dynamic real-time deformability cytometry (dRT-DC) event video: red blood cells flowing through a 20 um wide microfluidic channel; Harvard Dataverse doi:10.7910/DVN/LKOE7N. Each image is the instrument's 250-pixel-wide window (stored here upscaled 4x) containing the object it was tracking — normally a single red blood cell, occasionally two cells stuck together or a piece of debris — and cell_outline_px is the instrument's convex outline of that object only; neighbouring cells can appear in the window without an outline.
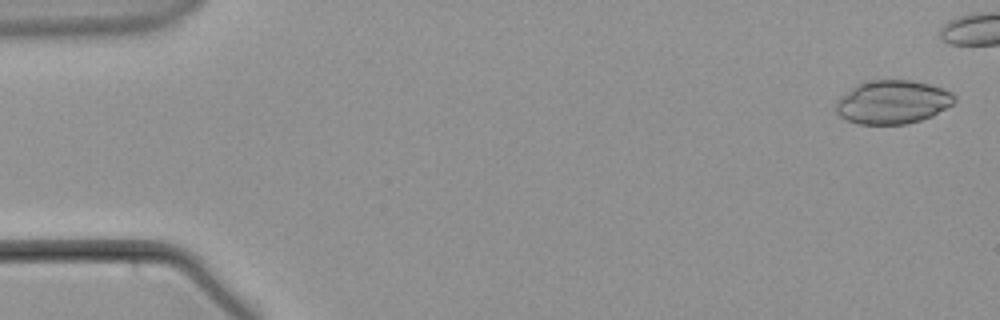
{"species": "common noctule bat (a hibernating species)", "species_latin": "Nyctalus noctula", "temperature_condition": "warm", "stored_images_in_passage": 10, "camera_frame_rate_fps": 3000, "um_per_image_px": 0.085, "animal": {"sex": "male", "body_mass_g": 21.5, "forearm_length_mm": 52.0}, "frame": {"image": 1, "passage_image": 2, "time_ms": 0.333, "image_size_px": [1000, 320], "cell_outline_px": [[956, 100], [952, 104], [932, 116], [920, 120], [904, 124], [856, 124], [840, 116], [836, 112], [836, 100], [840, 96], [860, 80], [912, 80], [928, 84], [952, 92], [956, 96]], "centroid_in_image_um": [75.83, 8.66], "position_along_channel_um": 9.2, "area_um2": 30.29}}